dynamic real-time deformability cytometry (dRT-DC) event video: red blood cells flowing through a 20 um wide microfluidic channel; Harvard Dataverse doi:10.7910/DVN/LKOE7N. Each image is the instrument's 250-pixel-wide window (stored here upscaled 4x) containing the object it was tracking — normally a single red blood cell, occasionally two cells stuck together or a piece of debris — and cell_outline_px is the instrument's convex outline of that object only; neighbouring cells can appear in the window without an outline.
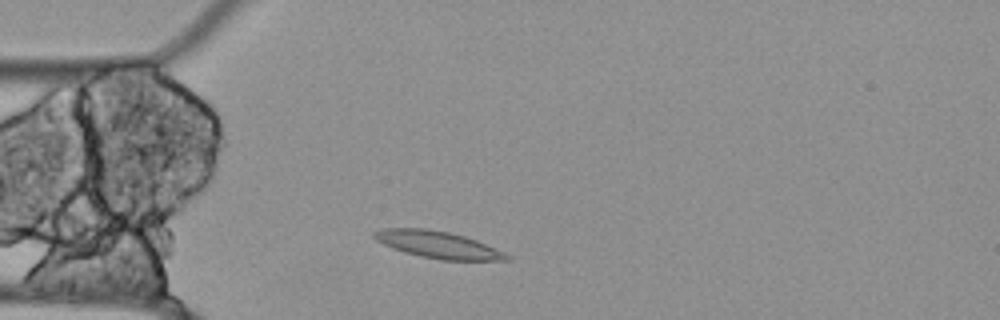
{"species": "Egyptian fruit bat (a non-hibernating species)", "species_latin": "Rousettus aegyptiacus", "temperature_condition": "cold", "stored_images_in_passage": 47, "camera_frame_rate_fps": 3000, "um_per_image_px": 0.085, "animal": {"sex": "female"}, "frame": {"image": 1, "passage_image": 5, "time_ms": 1.333, "image_size_px": [1000, 320], "cell_outline_px": [[512, 260], [440, 260], [420, 256], [404, 252], [392, 248], [376, 240], [372, 236], [372, 232], [380, 228], [424, 228], [448, 232], [464, 236], [476, 240], [504, 252], [512, 256]], "centroid_in_image_um": [37.2, 20.8], "position_along_channel_um": 47.8, "area_um2": 20.87}}
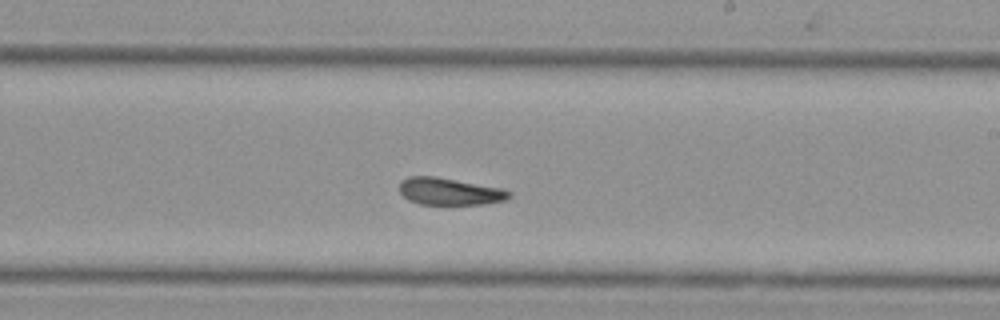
{"frame": {"image": 2, "passage_image": 23, "time_ms": 7.333, "image_size_px": [1000, 320], "cell_outline_px": [[512, 196], [504, 200], [484, 204], [420, 204], [408, 200], [400, 192], [400, 180], [408, 176], [436, 176], [504, 188], [512, 192]], "centroid_in_image_um": [38.23, 16.26], "position_along_channel_um": 250.8, "area_um2": 17.51}}
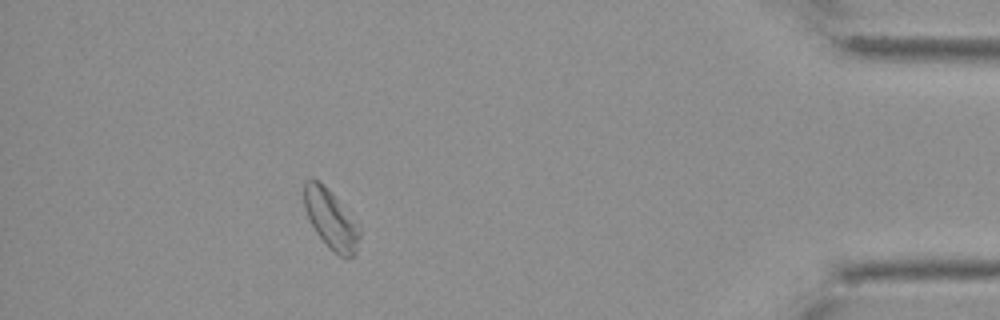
{"frame": {"image": 3, "passage_image": 41, "time_ms": 13.333, "image_size_px": [1000, 320], "cell_outline_px": [[360, 236], [356, 252], [348, 260], [340, 256], [316, 232], [304, 208], [304, 180], [308, 176], [312, 176], [320, 180], [324, 184], [360, 228]], "centroid_in_image_um": [28.09, 18.57], "position_along_channel_um": 407.1, "area_um2": 18.79}, "authors_computed_cell_mechanics": {"area_um2": 18.6116, "velocity_mm_per_s": 3.4421, "shape_relaxation_time_tau1_ms": null, "shape_relaxation_time_tau2_ms": 2.7676, "deformation_change_tau1": null, "deformation_change_tau2": 0.0767}}